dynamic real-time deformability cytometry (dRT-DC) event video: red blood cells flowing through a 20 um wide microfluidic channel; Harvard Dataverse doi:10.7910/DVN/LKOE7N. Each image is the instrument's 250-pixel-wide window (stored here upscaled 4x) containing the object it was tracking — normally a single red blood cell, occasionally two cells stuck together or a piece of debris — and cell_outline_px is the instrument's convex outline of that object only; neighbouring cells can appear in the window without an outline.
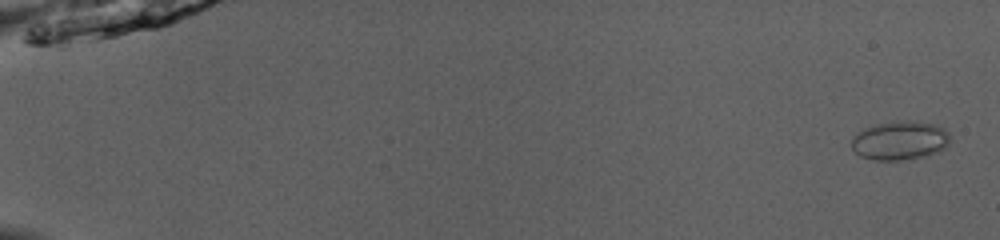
{"species": "common noctule bat (a hibernating species)", "species_latin": "Nyctalus noctula", "temperature_condition": "room temperature", "stored_images_in_passage": 47, "camera_frame_rate_fps": 3000, "um_per_image_px": 0.085, "animal": {"sex": "male", "body_mass_g": 13.0, "forearm_length_mm": 53.1}, "frame": {"image": 1, "passage_image": 2, "time_ms": 0.333, "image_size_px": [1000, 240], "cell_outline_px": [[948, 144], [944, 148], [936, 152], [924, 156], [900, 160], [872, 160], [860, 156], [852, 148], [852, 136], [856, 132], [864, 128], [876, 124], [904, 120], [936, 124], [944, 128], [948, 132]], "centroid_in_image_um": [76.45, 11.94], "position_along_channel_um": 8.5, "area_um2": 22.25}}
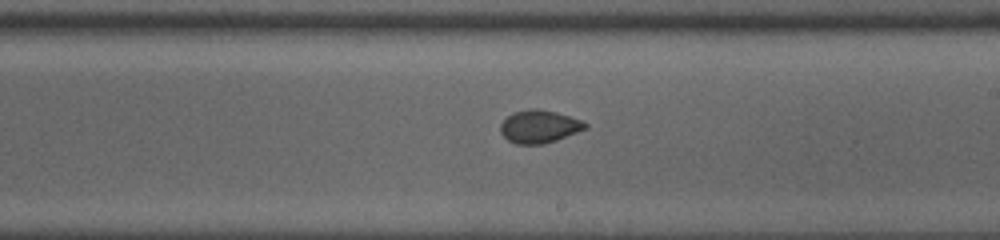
{"frame": {"image": 2, "passage_image": 32, "time_ms": 10.333, "image_size_px": [1000, 240], "cell_outline_px": [[588, 128], [556, 140], [544, 144], [516, 144], [508, 140], [500, 132], [500, 124], [512, 112], [532, 108], [536, 108], [556, 112], [580, 120], [588, 124]], "centroid_in_image_um": [45.82, 10.75], "position_along_channel_um": 243.2, "area_um2": 16.18}}
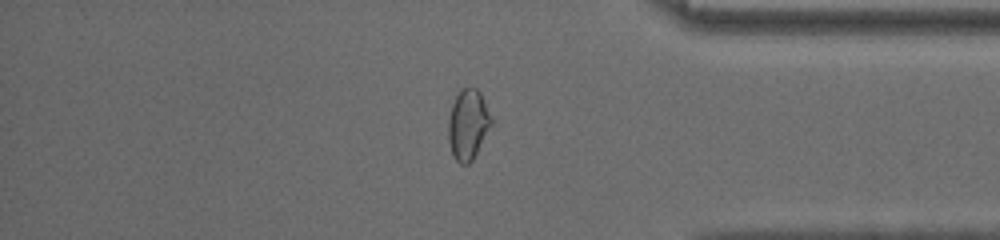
{"frame": {"image": 3, "passage_image": 44, "time_ms": 14.333, "image_size_px": [1000, 240], "cell_outline_px": [[492, 124], [472, 160], [468, 164], [460, 164], [456, 160], [452, 152], [448, 140], [448, 120], [452, 104], [460, 88], [476, 88], [480, 92], [492, 120]], "centroid_in_image_um": [39.76, 10.57], "position_along_channel_um": 395.4, "area_um2": 17.34}}